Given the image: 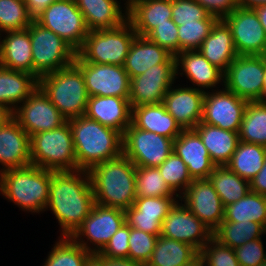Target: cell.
<instances>
[{"instance_id": "obj_1", "label": "cell", "mask_w": 266, "mask_h": 266, "mask_svg": "<svg viewBox=\"0 0 266 266\" xmlns=\"http://www.w3.org/2000/svg\"><path fill=\"white\" fill-rule=\"evenodd\" d=\"M94 204L88 171H51L49 200L45 211H51L57 220L60 237H71L90 214Z\"/></svg>"}, {"instance_id": "obj_2", "label": "cell", "mask_w": 266, "mask_h": 266, "mask_svg": "<svg viewBox=\"0 0 266 266\" xmlns=\"http://www.w3.org/2000/svg\"><path fill=\"white\" fill-rule=\"evenodd\" d=\"M95 203L126 210L136 199V166L123 154L89 171Z\"/></svg>"}, {"instance_id": "obj_3", "label": "cell", "mask_w": 266, "mask_h": 266, "mask_svg": "<svg viewBox=\"0 0 266 266\" xmlns=\"http://www.w3.org/2000/svg\"><path fill=\"white\" fill-rule=\"evenodd\" d=\"M75 147L77 170L89 171L94 165L123 154V134L85 115L67 120Z\"/></svg>"}, {"instance_id": "obj_4", "label": "cell", "mask_w": 266, "mask_h": 266, "mask_svg": "<svg viewBox=\"0 0 266 266\" xmlns=\"http://www.w3.org/2000/svg\"><path fill=\"white\" fill-rule=\"evenodd\" d=\"M51 171L29 165L0 173V194L20 210L31 214L45 212L49 200Z\"/></svg>"}, {"instance_id": "obj_5", "label": "cell", "mask_w": 266, "mask_h": 266, "mask_svg": "<svg viewBox=\"0 0 266 266\" xmlns=\"http://www.w3.org/2000/svg\"><path fill=\"white\" fill-rule=\"evenodd\" d=\"M38 87L67 120L85 115L89 95L75 63L41 76Z\"/></svg>"}, {"instance_id": "obj_6", "label": "cell", "mask_w": 266, "mask_h": 266, "mask_svg": "<svg viewBox=\"0 0 266 266\" xmlns=\"http://www.w3.org/2000/svg\"><path fill=\"white\" fill-rule=\"evenodd\" d=\"M31 165L53 172L76 171L77 161L69 122L30 137Z\"/></svg>"}, {"instance_id": "obj_7", "label": "cell", "mask_w": 266, "mask_h": 266, "mask_svg": "<svg viewBox=\"0 0 266 266\" xmlns=\"http://www.w3.org/2000/svg\"><path fill=\"white\" fill-rule=\"evenodd\" d=\"M136 36L129 21L114 29L88 31L77 55L86 63L123 66Z\"/></svg>"}, {"instance_id": "obj_8", "label": "cell", "mask_w": 266, "mask_h": 266, "mask_svg": "<svg viewBox=\"0 0 266 266\" xmlns=\"http://www.w3.org/2000/svg\"><path fill=\"white\" fill-rule=\"evenodd\" d=\"M29 34L33 75L37 79L74 63L77 52L53 31L33 20L29 25Z\"/></svg>"}, {"instance_id": "obj_9", "label": "cell", "mask_w": 266, "mask_h": 266, "mask_svg": "<svg viewBox=\"0 0 266 266\" xmlns=\"http://www.w3.org/2000/svg\"><path fill=\"white\" fill-rule=\"evenodd\" d=\"M124 223L125 210L95 203L71 238L90 253H99Z\"/></svg>"}, {"instance_id": "obj_10", "label": "cell", "mask_w": 266, "mask_h": 266, "mask_svg": "<svg viewBox=\"0 0 266 266\" xmlns=\"http://www.w3.org/2000/svg\"><path fill=\"white\" fill-rule=\"evenodd\" d=\"M35 21L61 37L76 52L82 48L89 31L74 0L54 2Z\"/></svg>"}, {"instance_id": "obj_11", "label": "cell", "mask_w": 266, "mask_h": 266, "mask_svg": "<svg viewBox=\"0 0 266 266\" xmlns=\"http://www.w3.org/2000/svg\"><path fill=\"white\" fill-rule=\"evenodd\" d=\"M173 142L131 123L123 134V155L135 166L159 167L173 152Z\"/></svg>"}, {"instance_id": "obj_12", "label": "cell", "mask_w": 266, "mask_h": 266, "mask_svg": "<svg viewBox=\"0 0 266 266\" xmlns=\"http://www.w3.org/2000/svg\"><path fill=\"white\" fill-rule=\"evenodd\" d=\"M265 69L266 55H238L224 73V87L238 97L258 101Z\"/></svg>"}, {"instance_id": "obj_13", "label": "cell", "mask_w": 266, "mask_h": 266, "mask_svg": "<svg viewBox=\"0 0 266 266\" xmlns=\"http://www.w3.org/2000/svg\"><path fill=\"white\" fill-rule=\"evenodd\" d=\"M89 96H115L129 99L130 78L123 66L86 63L76 55Z\"/></svg>"}, {"instance_id": "obj_14", "label": "cell", "mask_w": 266, "mask_h": 266, "mask_svg": "<svg viewBox=\"0 0 266 266\" xmlns=\"http://www.w3.org/2000/svg\"><path fill=\"white\" fill-rule=\"evenodd\" d=\"M248 100L238 97L225 87L205 92L202 123L239 132Z\"/></svg>"}, {"instance_id": "obj_15", "label": "cell", "mask_w": 266, "mask_h": 266, "mask_svg": "<svg viewBox=\"0 0 266 266\" xmlns=\"http://www.w3.org/2000/svg\"><path fill=\"white\" fill-rule=\"evenodd\" d=\"M13 117L29 137L59 128L67 122L39 87L16 108Z\"/></svg>"}, {"instance_id": "obj_16", "label": "cell", "mask_w": 266, "mask_h": 266, "mask_svg": "<svg viewBox=\"0 0 266 266\" xmlns=\"http://www.w3.org/2000/svg\"><path fill=\"white\" fill-rule=\"evenodd\" d=\"M160 235L193 246L199 252L213 232L179 199L164 218Z\"/></svg>"}, {"instance_id": "obj_17", "label": "cell", "mask_w": 266, "mask_h": 266, "mask_svg": "<svg viewBox=\"0 0 266 266\" xmlns=\"http://www.w3.org/2000/svg\"><path fill=\"white\" fill-rule=\"evenodd\" d=\"M238 55H266V32L254 9L237 7L223 19Z\"/></svg>"}, {"instance_id": "obj_18", "label": "cell", "mask_w": 266, "mask_h": 266, "mask_svg": "<svg viewBox=\"0 0 266 266\" xmlns=\"http://www.w3.org/2000/svg\"><path fill=\"white\" fill-rule=\"evenodd\" d=\"M176 79V64L154 65L143 74L130 78L131 108L162 103L166 92L176 83Z\"/></svg>"}, {"instance_id": "obj_19", "label": "cell", "mask_w": 266, "mask_h": 266, "mask_svg": "<svg viewBox=\"0 0 266 266\" xmlns=\"http://www.w3.org/2000/svg\"><path fill=\"white\" fill-rule=\"evenodd\" d=\"M179 199L212 232L224 220L225 207L209 179H193Z\"/></svg>"}, {"instance_id": "obj_20", "label": "cell", "mask_w": 266, "mask_h": 266, "mask_svg": "<svg viewBox=\"0 0 266 266\" xmlns=\"http://www.w3.org/2000/svg\"><path fill=\"white\" fill-rule=\"evenodd\" d=\"M175 59L176 78L185 76L193 85L189 84V87L204 92L221 89L220 86L224 87V73L212 65L199 50L181 51Z\"/></svg>"}, {"instance_id": "obj_21", "label": "cell", "mask_w": 266, "mask_h": 266, "mask_svg": "<svg viewBox=\"0 0 266 266\" xmlns=\"http://www.w3.org/2000/svg\"><path fill=\"white\" fill-rule=\"evenodd\" d=\"M178 200V196L136 197L125 210V221L132 228L159 236L164 218Z\"/></svg>"}, {"instance_id": "obj_22", "label": "cell", "mask_w": 266, "mask_h": 266, "mask_svg": "<svg viewBox=\"0 0 266 266\" xmlns=\"http://www.w3.org/2000/svg\"><path fill=\"white\" fill-rule=\"evenodd\" d=\"M179 85L170 87L162 103L182 129H194L202 120L205 92Z\"/></svg>"}, {"instance_id": "obj_23", "label": "cell", "mask_w": 266, "mask_h": 266, "mask_svg": "<svg viewBox=\"0 0 266 266\" xmlns=\"http://www.w3.org/2000/svg\"><path fill=\"white\" fill-rule=\"evenodd\" d=\"M29 165H31L30 137L13 117L0 128V173Z\"/></svg>"}, {"instance_id": "obj_24", "label": "cell", "mask_w": 266, "mask_h": 266, "mask_svg": "<svg viewBox=\"0 0 266 266\" xmlns=\"http://www.w3.org/2000/svg\"><path fill=\"white\" fill-rule=\"evenodd\" d=\"M173 152L186 164L192 179H208L216 165L194 129H183L173 142Z\"/></svg>"}, {"instance_id": "obj_25", "label": "cell", "mask_w": 266, "mask_h": 266, "mask_svg": "<svg viewBox=\"0 0 266 266\" xmlns=\"http://www.w3.org/2000/svg\"><path fill=\"white\" fill-rule=\"evenodd\" d=\"M74 1L89 31L114 29L128 21V0ZM121 1H125L124 4Z\"/></svg>"}, {"instance_id": "obj_26", "label": "cell", "mask_w": 266, "mask_h": 266, "mask_svg": "<svg viewBox=\"0 0 266 266\" xmlns=\"http://www.w3.org/2000/svg\"><path fill=\"white\" fill-rule=\"evenodd\" d=\"M85 116L124 134L131 124L132 108L127 98L89 96Z\"/></svg>"}, {"instance_id": "obj_27", "label": "cell", "mask_w": 266, "mask_h": 266, "mask_svg": "<svg viewBox=\"0 0 266 266\" xmlns=\"http://www.w3.org/2000/svg\"><path fill=\"white\" fill-rule=\"evenodd\" d=\"M172 0H128V21L137 36L145 37L157 25L172 19Z\"/></svg>"}, {"instance_id": "obj_28", "label": "cell", "mask_w": 266, "mask_h": 266, "mask_svg": "<svg viewBox=\"0 0 266 266\" xmlns=\"http://www.w3.org/2000/svg\"><path fill=\"white\" fill-rule=\"evenodd\" d=\"M159 64H176L175 56L146 37L136 36L123 65L129 78L141 75Z\"/></svg>"}, {"instance_id": "obj_29", "label": "cell", "mask_w": 266, "mask_h": 266, "mask_svg": "<svg viewBox=\"0 0 266 266\" xmlns=\"http://www.w3.org/2000/svg\"><path fill=\"white\" fill-rule=\"evenodd\" d=\"M0 42V66L33 75V58L29 27L22 30L1 33Z\"/></svg>"}, {"instance_id": "obj_30", "label": "cell", "mask_w": 266, "mask_h": 266, "mask_svg": "<svg viewBox=\"0 0 266 266\" xmlns=\"http://www.w3.org/2000/svg\"><path fill=\"white\" fill-rule=\"evenodd\" d=\"M198 50L223 73L238 56L230 27L223 19L215 22Z\"/></svg>"}, {"instance_id": "obj_31", "label": "cell", "mask_w": 266, "mask_h": 266, "mask_svg": "<svg viewBox=\"0 0 266 266\" xmlns=\"http://www.w3.org/2000/svg\"><path fill=\"white\" fill-rule=\"evenodd\" d=\"M131 123L142 130L175 140L182 128L165 109L163 103L132 107Z\"/></svg>"}, {"instance_id": "obj_32", "label": "cell", "mask_w": 266, "mask_h": 266, "mask_svg": "<svg viewBox=\"0 0 266 266\" xmlns=\"http://www.w3.org/2000/svg\"><path fill=\"white\" fill-rule=\"evenodd\" d=\"M38 87V79L27 72L0 66V105L15 111Z\"/></svg>"}, {"instance_id": "obj_33", "label": "cell", "mask_w": 266, "mask_h": 266, "mask_svg": "<svg viewBox=\"0 0 266 266\" xmlns=\"http://www.w3.org/2000/svg\"><path fill=\"white\" fill-rule=\"evenodd\" d=\"M194 130L199 134L216 166H226L231 160L239 142L238 132L200 122Z\"/></svg>"}, {"instance_id": "obj_34", "label": "cell", "mask_w": 266, "mask_h": 266, "mask_svg": "<svg viewBox=\"0 0 266 266\" xmlns=\"http://www.w3.org/2000/svg\"><path fill=\"white\" fill-rule=\"evenodd\" d=\"M199 258V252L186 243L159 235L146 266H185Z\"/></svg>"}, {"instance_id": "obj_35", "label": "cell", "mask_w": 266, "mask_h": 266, "mask_svg": "<svg viewBox=\"0 0 266 266\" xmlns=\"http://www.w3.org/2000/svg\"><path fill=\"white\" fill-rule=\"evenodd\" d=\"M208 179L224 207L237 202L250 192V181L241 178L227 166H216Z\"/></svg>"}, {"instance_id": "obj_36", "label": "cell", "mask_w": 266, "mask_h": 266, "mask_svg": "<svg viewBox=\"0 0 266 266\" xmlns=\"http://www.w3.org/2000/svg\"><path fill=\"white\" fill-rule=\"evenodd\" d=\"M266 158V147L240 141L226 165L241 178L250 181L261 170Z\"/></svg>"}, {"instance_id": "obj_37", "label": "cell", "mask_w": 266, "mask_h": 266, "mask_svg": "<svg viewBox=\"0 0 266 266\" xmlns=\"http://www.w3.org/2000/svg\"><path fill=\"white\" fill-rule=\"evenodd\" d=\"M248 220L266 227V196L249 192L237 202L225 206L223 221L245 222Z\"/></svg>"}, {"instance_id": "obj_38", "label": "cell", "mask_w": 266, "mask_h": 266, "mask_svg": "<svg viewBox=\"0 0 266 266\" xmlns=\"http://www.w3.org/2000/svg\"><path fill=\"white\" fill-rule=\"evenodd\" d=\"M265 236V228L252 221L229 222L222 221L219 227L213 232V237L221 244L235 249L246 242Z\"/></svg>"}, {"instance_id": "obj_39", "label": "cell", "mask_w": 266, "mask_h": 266, "mask_svg": "<svg viewBox=\"0 0 266 266\" xmlns=\"http://www.w3.org/2000/svg\"><path fill=\"white\" fill-rule=\"evenodd\" d=\"M238 135L240 141L266 147V104L248 102Z\"/></svg>"}, {"instance_id": "obj_40", "label": "cell", "mask_w": 266, "mask_h": 266, "mask_svg": "<svg viewBox=\"0 0 266 266\" xmlns=\"http://www.w3.org/2000/svg\"><path fill=\"white\" fill-rule=\"evenodd\" d=\"M56 241L42 266H84L91 254L89 251L77 244L71 237L58 236Z\"/></svg>"}, {"instance_id": "obj_41", "label": "cell", "mask_w": 266, "mask_h": 266, "mask_svg": "<svg viewBox=\"0 0 266 266\" xmlns=\"http://www.w3.org/2000/svg\"><path fill=\"white\" fill-rule=\"evenodd\" d=\"M136 197L177 196L166 184L157 167L136 166Z\"/></svg>"}, {"instance_id": "obj_42", "label": "cell", "mask_w": 266, "mask_h": 266, "mask_svg": "<svg viewBox=\"0 0 266 266\" xmlns=\"http://www.w3.org/2000/svg\"><path fill=\"white\" fill-rule=\"evenodd\" d=\"M160 174L168 187L180 197L193 181L186 164L174 152L159 166Z\"/></svg>"}, {"instance_id": "obj_43", "label": "cell", "mask_w": 266, "mask_h": 266, "mask_svg": "<svg viewBox=\"0 0 266 266\" xmlns=\"http://www.w3.org/2000/svg\"><path fill=\"white\" fill-rule=\"evenodd\" d=\"M32 21L24 0H0V34L26 29Z\"/></svg>"}, {"instance_id": "obj_44", "label": "cell", "mask_w": 266, "mask_h": 266, "mask_svg": "<svg viewBox=\"0 0 266 266\" xmlns=\"http://www.w3.org/2000/svg\"><path fill=\"white\" fill-rule=\"evenodd\" d=\"M217 20H198L178 26L179 53L198 50Z\"/></svg>"}, {"instance_id": "obj_45", "label": "cell", "mask_w": 266, "mask_h": 266, "mask_svg": "<svg viewBox=\"0 0 266 266\" xmlns=\"http://www.w3.org/2000/svg\"><path fill=\"white\" fill-rule=\"evenodd\" d=\"M201 266H240L234 249L212 237L199 251Z\"/></svg>"}, {"instance_id": "obj_46", "label": "cell", "mask_w": 266, "mask_h": 266, "mask_svg": "<svg viewBox=\"0 0 266 266\" xmlns=\"http://www.w3.org/2000/svg\"><path fill=\"white\" fill-rule=\"evenodd\" d=\"M159 236L130 227L128 259L147 264Z\"/></svg>"}, {"instance_id": "obj_47", "label": "cell", "mask_w": 266, "mask_h": 266, "mask_svg": "<svg viewBox=\"0 0 266 266\" xmlns=\"http://www.w3.org/2000/svg\"><path fill=\"white\" fill-rule=\"evenodd\" d=\"M172 20L177 26L198 20H218L194 0H172Z\"/></svg>"}, {"instance_id": "obj_48", "label": "cell", "mask_w": 266, "mask_h": 266, "mask_svg": "<svg viewBox=\"0 0 266 266\" xmlns=\"http://www.w3.org/2000/svg\"><path fill=\"white\" fill-rule=\"evenodd\" d=\"M145 37L165 48L173 56L179 53L178 26L172 19L168 20V23L157 25Z\"/></svg>"}, {"instance_id": "obj_49", "label": "cell", "mask_w": 266, "mask_h": 266, "mask_svg": "<svg viewBox=\"0 0 266 266\" xmlns=\"http://www.w3.org/2000/svg\"><path fill=\"white\" fill-rule=\"evenodd\" d=\"M264 239L257 238L234 249L240 266H259L266 261Z\"/></svg>"}, {"instance_id": "obj_50", "label": "cell", "mask_w": 266, "mask_h": 266, "mask_svg": "<svg viewBox=\"0 0 266 266\" xmlns=\"http://www.w3.org/2000/svg\"><path fill=\"white\" fill-rule=\"evenodd\" d=\"M130 226L124 223L98 253L109 258H128Z\"/></svg>"}, {"instance_id": "obj_51", "label": "cell", "mask_w": 266, "mask_h": 266, "mask_svg": "<svg viewBox=\"0 0 266 266\" xmlns=\"http://www.w3.org/2000/svg\"><path fill=\"white\" fill-rule=\"evenodd\" d=\"M200 4L207 12L215 16L218 20L224 19L238 5L236 0H194Z\"/></svg>"}, {"instance_id": "obj_52", "label": "cell", "mask_w": 266, "mask_h": 266, "mask_svg": "<svg viewBox=\"0 0 266 266\" xmlns=\"http://www.w3.org/2000/svg\"><path fill=\"white\" fill-rule=\"evenodd\" d=\"M250 192L266 196V158L261 170L250 180Z\"/></svg>"}, {"instance_id": "obj_53", "label": "cell", "mask_w": 266, "mask_h": 266, "mask_svg": "<svg viewBox=\"0 0 266 266\" xmlns=\"http://www.w3.org/2000/svg\"><path fill=\"white\" fill-rule=\"evenodd\" d=\"M58 0H24L28 14L35 20L48 6Z\"/></svg>"}, {"instance_id": "obj_54", "label": "cell", "mask_w": 266, "mask_h": 266, "mask_svg": "<svg viewBox=\"0 0 266 266\" xmlns=\"http://www.w3.org/2000/svg\"><path fill=\"white\" fill-rule=\"evenodd\" d=\"M105 259V266H146V264L132 261L128 258H109L102 256Z\"/></svg>"}, {"instance_id": "obj_55", "label": "cell", "mask_w": 266, "mask_h": 266, "mask_svg": "<svg viewBox=\"0 0 266 266\" xmlns=\"http://www.w3.org/2000/svg\"><path fill=\"white\" fill-rule=\"evenodd\" d=\"M84 266H105V259L98 253H91L86 259Z\"/></svg>"}, {"instance_id": "obj_56", "label": "cell", "mask_w": 266, "mask_h": 266, "mask_svg": "<svg viewBox=\"0 0 266 266\" xmlns=\"http://www.w3.org/2000/svg\"><path fill=\"white\" fill-rule=\"evenodd\" d=\"M238 7L254 9L266 5V0H236Z\"/></svg>"}, {"instance_id": "obj_57", "label": "cell", "mask_w": 266, "mask_h": 266, "mask_svg": "<svg viewBox=\"0 0 266 266\" xmlns=\"http://www.w3.org/2000/svg\"><path fill=\"white\" fill-rule=\"evenodd\" d=\"M13 118V111L0 105V128Z\"/></svg>"}, {"instance_id": "obj_58", "label": "cell", "mask_w": 266, "mask_h": 266, "mask_svg": "<svg viewBox=\"0 0 266 266\" xmlns=\"http://www.w3.org/2000/svg\"><path fill=\"white\" fill-rule=\"evenodd\" d=\"M255 12L259 17V21L266 32V5L255 7Z\"/></svg>"}, {"instance_id": "obj_59", "label": "cell", "mask_w": 266, "mask_h": 266, "mask_svg": "<svg viewBox=\"0 0 266 266\" xmlns=\"http://www.w3.org/2000/svg\"><path fill=\"white\" fill-rule=\"evenodd\" d=\"M258 102L266 104V69H265V74H264V79H263V91L261 93V97L258 100Z\"/></svg>"}, {"instance_id": "obj_60", "label": "cell", "mask_w": 266, "mask_h": 266, "mask_svg": "<svg viewBox=\"0 0 266 266\" xmlns=\"http://www.w3.org/2000/svg\"><path fill=\"white\" fill-rule=\"evenodd\" d=\"M185 266H201L200 259L198 258L194 263L191 265H185Z\"/></svg>"}, {"instance_id": "obj_61", "label": "cell", "mask_w": 266, "mask_h": 266, "mask_svg": "<svg viewBox=\"0 0 266 266\" xmlns=\"http://www.w3.org/2000/svg\"><path fill=\"white\" fill-rule=\"evenodd\" d=\"M259 266H266V261L262 262Z\"/></svg>"}, {"instance_id": "obj_62", "label": "cell", "mask_w": 266, "mask_h": 266, "mask_svg": "<svg viewBox=\"0 0 266 266\" xmlns=\"http://www.w3.org/2000/svg\"><path fill=\"white\" fill-rule=\"evenodd\" d=\"M0 65H1V42H0Z\"/></svg>"}]
</instances>
